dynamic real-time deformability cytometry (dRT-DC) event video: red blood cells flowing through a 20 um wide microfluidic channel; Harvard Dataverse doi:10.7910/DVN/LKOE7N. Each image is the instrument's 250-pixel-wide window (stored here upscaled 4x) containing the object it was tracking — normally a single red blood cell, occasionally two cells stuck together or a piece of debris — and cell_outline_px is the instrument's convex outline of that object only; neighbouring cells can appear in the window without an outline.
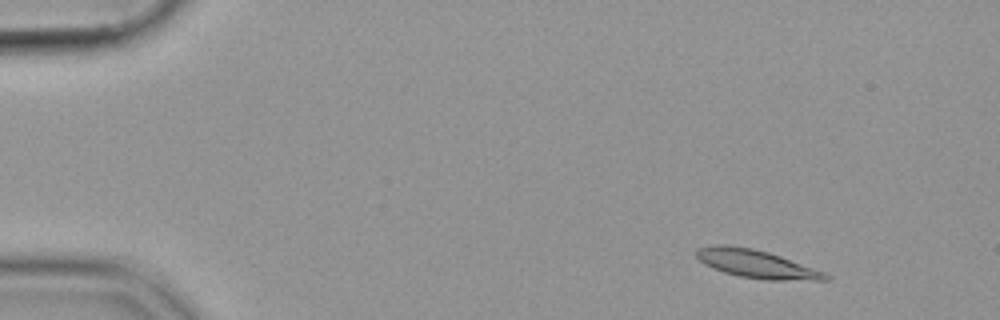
{"species": "common noctule bat (a hibernating species)", "species_latin": "Nyctalus noctula", "temperature_condition": "cold", "stored_images_in_passage": 55, "segment_of_instrument_passage": [1, 2], "camera_frame_rate_fps": 3000, "um_per_image_px": 0.085, "animal": {"sex": "female", "body_mass_g": 19.9}, "frame": {"image": 1, "passage_image": 5, "time_ms": 1.333, "image_size_px": [1000, 320], "cell_outline_px": [[832, 276], [828, 280], [764, 280], [740, 276], [724, 272], [704, 264], [696, 256], [696, 252], [700, 248], [716, 244], [728, 244], [752, 248], [768, 252], [780, 256], [824, 272]], "centroid_in_image_um": [64.3, 22.43], "position_along_channel_um": 20.7, "area_um2": 20.98}}
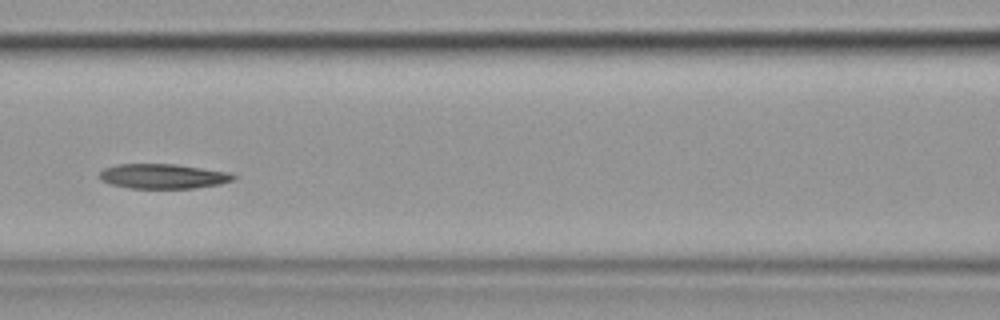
{"frame": {"image": 2, "passage_image": 24, "time_ms": 7.667, "image_size_px": [1000, 320], "cell_outline_px": [[236, 176], [232, 180], [220, 184], [192, 188], [128, 188], [112, 184], [100, 180], [100, 172], [104, 168], [116, 164], [176, 164], [228, 172]], "centroid_in_image_um": [13.83, 14.98], "position_along_channel_um": 152.8, "area_um2": 19.19}}
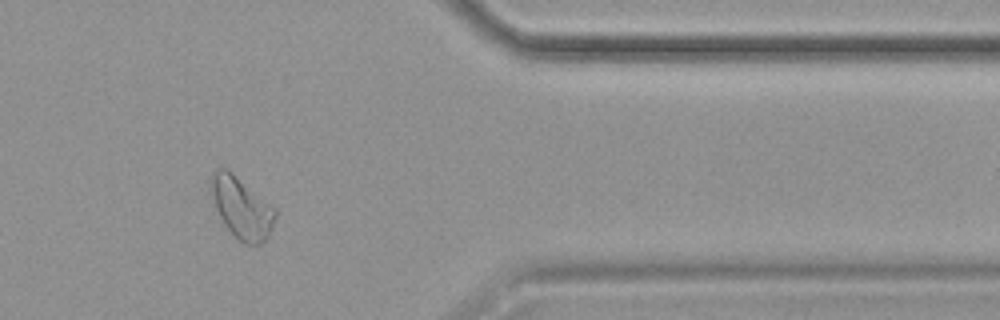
{"frame": {"image": 3, "passage_image": 45, "time_ms": 14.667, "image_size_px": [1000, 320], "cell_outline_px": [[276, 216], [272, 228], [268, 236], [260, 244], [244, 244], [224, 224], [216, 208], [208, 184], [208, 180], [216, 168], [228, 168], [276, 208]], "centroid_in_image_um": [20.52, 17.61], "position_along_channel_um": 390.9, "area_um2": 23.0}}